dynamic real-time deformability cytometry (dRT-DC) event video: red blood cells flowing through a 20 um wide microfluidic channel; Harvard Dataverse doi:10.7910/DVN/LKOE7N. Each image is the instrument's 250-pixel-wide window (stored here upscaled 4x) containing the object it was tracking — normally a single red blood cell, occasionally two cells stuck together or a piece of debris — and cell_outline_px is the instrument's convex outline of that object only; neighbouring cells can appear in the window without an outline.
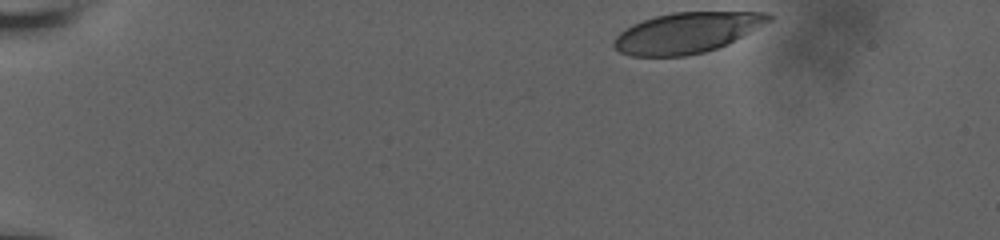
{"species": "human", "species_latin": "Homo sapiens", "temperature_condition": "room temperature", "stored_images_in_passage": 41, "camera_frame_rate_fps": 3000, "um_per_image_px": 0.085, "donor": {"sex": "male"}, "frame": {"image": 1, "passage_image": 1, "time_ms": 0.0, "image_size_px": [1000, 240], "cell_outline_px": [[772, 20], [728, 44], [704, 52], [684, 56], [628, 56], [620, 52], [612, 44], [616, 36], [620, 32], [632, 24], [656, 16], [672, 12], [768, 12], [772, 16]], "centroid_in_image_um": [58.38, 2.78], "position_along_channel_um": 26.6, "area_um2": 36.47}}
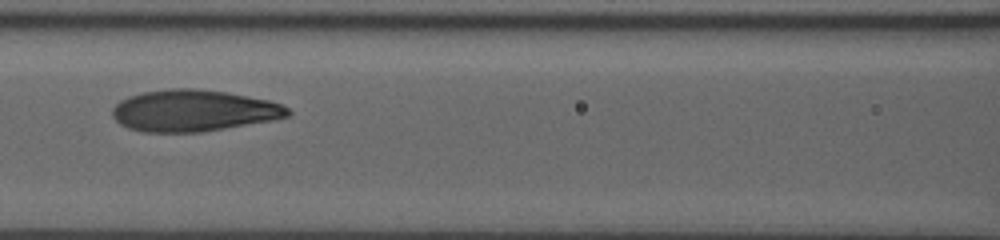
{"frame": {"image": 2, "passage_image": 22, "time_ms": 6.333, "image_size_px": [1000, 240], "cell_outline_px": [[292, 112], [288, 116], [272, 120], [200, 132], [144, 132], [128, 128], [120, 124], [112, 116], [112, 108], [120, 100], [128, 96], [144, 92], [168, 88], [200, 88], [228, 92], [268, 100], [280, 104], [288, 108]], "centroid_in_image_um": [16.42, 9.39], "position_along_channel_um": 150.2, "area_um2": 42.54}}
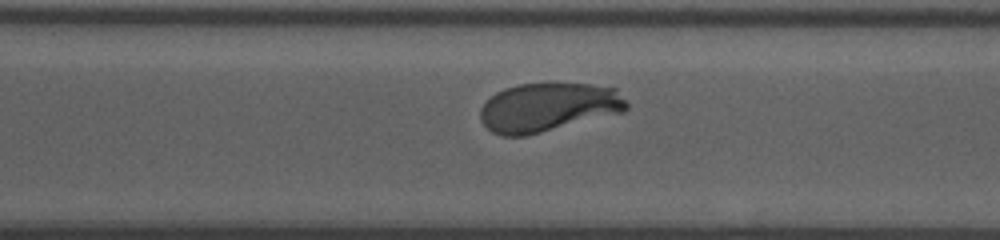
{"frame": {"image": 3, "passage_image": 40, "time_ms": 11.0, "image_size_px": [1000, 240], "cell_outline_px": [[628, 108], [624, 112], [528, 136], [500, 136], [492, 132], [480, 120], [480, 108], [496, 92], [504, 88], [516, 84], [548, 80], [556, 80], [592, 84], [616, 88], [628, 104]], "centroid_in_image_um": [46.61, 9.07], "position_along_channel_um": 324.0, "area_um2": 43.0}}